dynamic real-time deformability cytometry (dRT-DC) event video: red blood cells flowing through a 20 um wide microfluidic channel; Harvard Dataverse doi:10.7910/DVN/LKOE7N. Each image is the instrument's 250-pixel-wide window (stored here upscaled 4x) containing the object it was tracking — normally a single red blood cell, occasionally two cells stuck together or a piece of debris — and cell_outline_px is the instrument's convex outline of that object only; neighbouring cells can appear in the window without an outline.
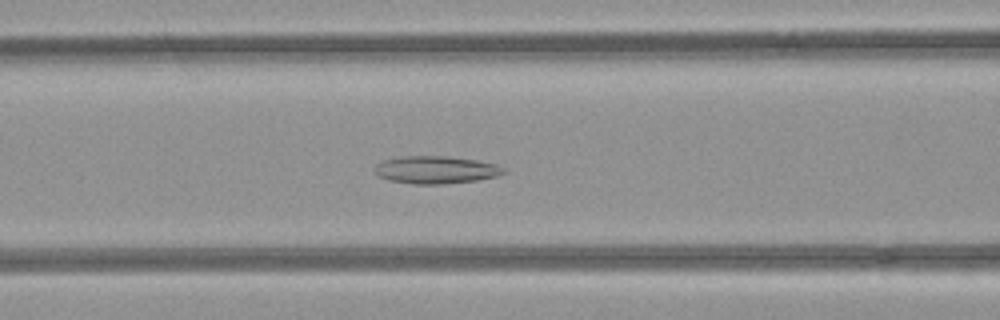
{"species": "common noctule bat (a hibernating species)", "species_latin": "Nyctalus noctula", "temperature_condition": "room temperature", "stored_images_in_passage": 53, "camera_frame_rate_fps": 3000, "um_per_image_px": 0.085, "animal": {"sex": "female", "body_mass_g": 21.9}, "frame": {"image": 1, "passage_image": 21, "time_ms": 6.667, "image_size_px": [1000, 320], "cell_outline_px": [[504, 172], [496, 176], [476, 180], [444, 184], [416, 184], [388, 180], [380, 176], [376, 172], [376, 164], [384, 160], [404, 156], [444, 156], [476, 160], [496, 164], [504, 168]], "centroid_in_image_um": [37.05, 14.43], "position_along_channel_um": 129.6, "area_um2": 20.4}}
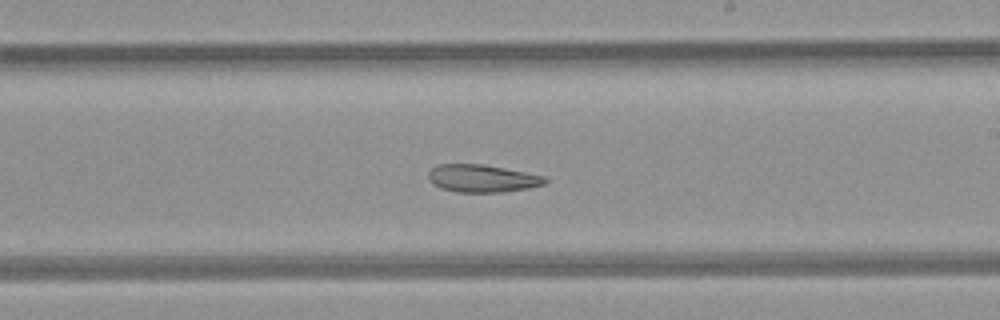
{"frame": {"image": 2, "passage_image": 30, "time_ms": 9.667, "image_size_px": [1000, 320], "cell_outline_px": [[548, 180], [544, 184], [528, 188], [504, 192], [456, 192], [440, 188], [432, 184], [428, 180], [428, 172], [432, 168], [440, 164], [480, 164], [504, 168], [544, 176]], "centroid_in_image_um": [40.94, 15.17], "position_along_channel_um": 248.1, "area_um2": 18.73}}
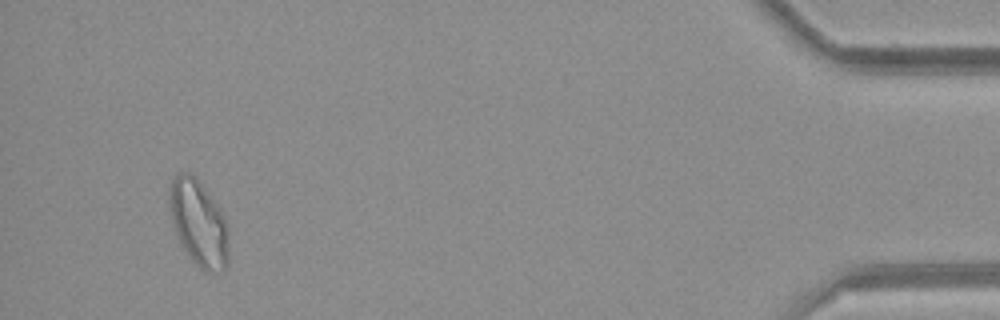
{"frame": {"image": 3, "passage_image": 49, "time_ms": 16.0, "image_size_px": [1000, 320], "cell_outline_px": [[228, 268], [216, 272], [204, 272], [180, 248], [172, 224], [168, 200], [168, 184], [180, 172], [188, 172], [204, 188], [216, 204], [224, 216], [228, 224]], "centroid_in_image_um": [16.86, 19.02], "position_along_channel_um": 418.3, "area_um2": 30.17}, "authors_computed_cell_mechanics": {"area_um2": 25.0274, "velocity_mm_per_s": 3.9569, "shape_relaxation_time_tau1_ms": null, "shape_relaxation_time_tau2_ms": 5.6976, "deformation_change_tau1": null, "deformation_change_tau2": 0.1366}}